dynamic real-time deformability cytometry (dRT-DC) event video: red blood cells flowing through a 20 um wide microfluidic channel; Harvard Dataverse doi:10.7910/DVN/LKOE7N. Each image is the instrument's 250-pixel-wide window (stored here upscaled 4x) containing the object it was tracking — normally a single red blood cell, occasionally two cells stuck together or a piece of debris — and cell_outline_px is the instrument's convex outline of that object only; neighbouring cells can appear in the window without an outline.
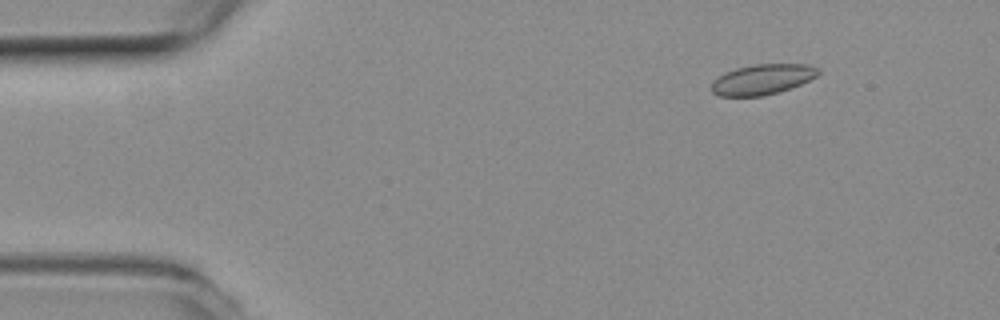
{"species": "common noctule bat (a hibernating species)", "species_latin": "Nyctalus noctula", "temperature_condition": "room temperature", "stored_images_in_passage": 48, "camera_frame_rate_fps": 3000, "um_per_image_px": 0.085, "animal": {"sex": "female", "body_mass_g": 19.3, "forearm_length_mm": 54.1}, "frame": {"image": 1, "passage_image": 1, "time_ms": 0.0, "image_size_px": [1000, 320], "cell_outline_px": [[820, 72], [816, 76], [800, 84], [764, 96], [720, 96], [712, 92], [712, 80], [724, 72], [736, 68], [756, 64], [808, 64], [820, 68]], "centroid_in_image_um": [64.78, 6.73], "position_along_channel_um": 20.2, "area_um2": 18.79}}
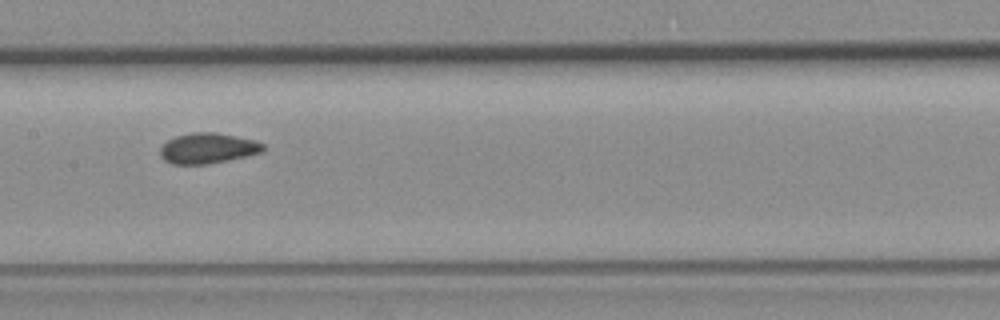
{"frame": {"image": 2, "passage_image": 21, "time_ms": 6.667, "image_size_px": [1000, 320], "cell_outline_px": [[264, 152], [228, 160], [208, 164], [172, 164], [164, 160], [160, 156], [160, 148], [168, 140], [176, 136], [192, 132], [216, 132], [256, 140], [264, 144]], "centroid_in_image_um": [17.68, 12.6], "position_along_channel_um": 189.7, "area_um2": 18.38}}
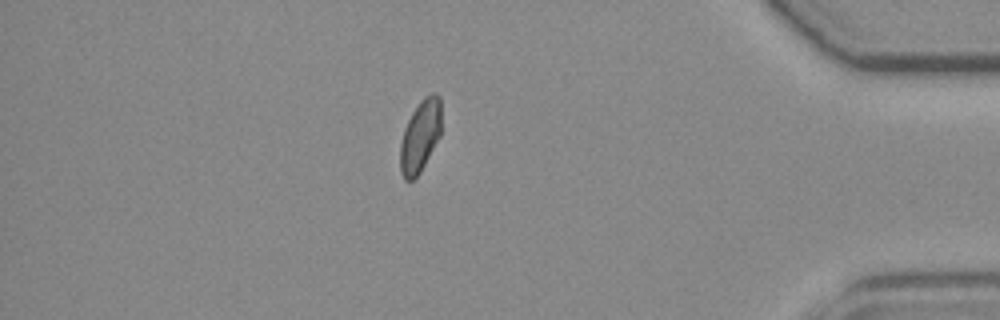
{"frame": {"image": 3, "passage_image": 41, "time_ms": 13.333, "image_size_px": [1000, 320], "cell_outline_px": [[440, 136], [420, 172], [412, 180], [404, 180], [400, 172], [400, 144], [404, 128], [412, 112], [420, 100], [424, 96], [432, 92], [436, 92], [440, 96]], "centroid_in_image_um": [35.71, 11.54], "position_along_channel_um": 399.5, "area_um2": 17.28}, "authors_computed_cell_mechanics": {"area_um2": 18.0625, "velocity_mm_per_s": 3.7809, "shape_relaxation_time_tau1_ms": null, "shape_relaxation_time_tau2_ms": 1.6774, "deformation_change_tau1": null, "deformation_change_tau2": 0.0478}}